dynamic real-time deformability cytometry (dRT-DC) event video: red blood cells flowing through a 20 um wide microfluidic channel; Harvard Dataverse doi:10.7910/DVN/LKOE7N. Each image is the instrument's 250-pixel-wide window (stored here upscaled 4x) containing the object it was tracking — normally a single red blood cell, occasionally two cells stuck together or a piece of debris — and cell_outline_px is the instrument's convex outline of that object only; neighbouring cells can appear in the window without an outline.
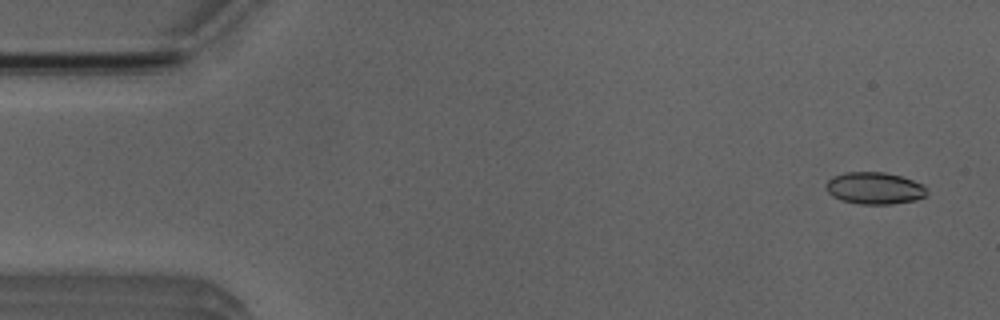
{"species": "Egyptian fruit bat (a non-hibernating species)", "species_latin": "Rousettus aegyptiacus", "temperature_condition": "room temperature", "stored_images_in_passage": 6, "camera_frame_rate_fps": 3000, "um_per_image_px": 0.085, "animal": {"sex": "male"}, "frame": {"image": 1, "passage_image": 1, "time_ms": 0.0, "image_size_px": [1000, 320], "cell_outline_px": [[928, 192], [924, 196], [916, 200], [892, 204], [860, 204], [840, 200], [832, 196], [824, 188], [824, 184], [832, 176], [844, 172], [884, 172], [900, 176], [924, 184]], "centroid_in_image_um": [74.3, 15.99], "position_along_channel_um": 10.7, "area_um2": 19.02}}
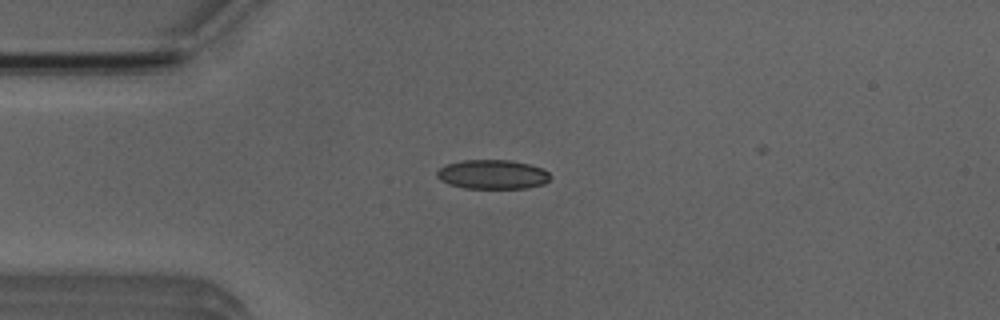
{"frame": {"image": 2, "passage_image": 4, "time_ms": 3.333, "image_size_px": [1000, 320], "cell_outline_px": [[552, 176], [544, 184], [528, 188], [464, 188], [448, 184], [440, 180], [436, 176], [436, 172], [444, 164], [460, 160], [508, 160], [528, 164], [544, 168]], "centroid_in_image_um": [41.85, 14.82], "position_along_channel_um": 43.2, "area_um2": 19.54}}